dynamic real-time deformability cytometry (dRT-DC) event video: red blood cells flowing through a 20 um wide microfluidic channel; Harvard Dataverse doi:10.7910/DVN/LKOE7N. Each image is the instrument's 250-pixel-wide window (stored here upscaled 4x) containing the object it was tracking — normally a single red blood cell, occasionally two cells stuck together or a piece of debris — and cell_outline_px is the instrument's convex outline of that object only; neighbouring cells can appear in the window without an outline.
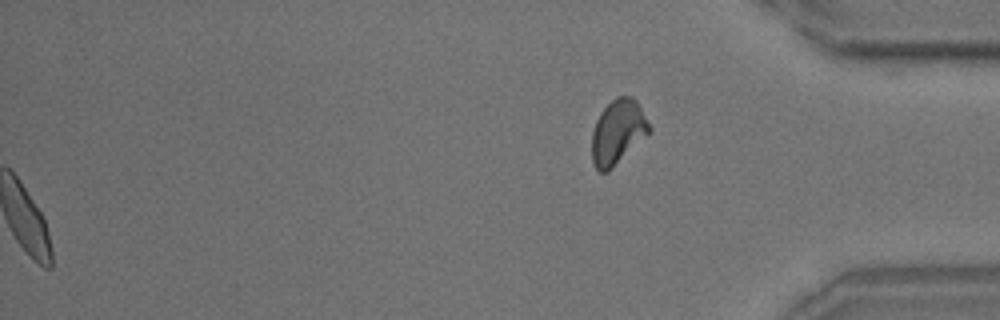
{"species": "common noctule bat (a hibernating species)", "species_latin": "Nyctalus noctula", "temperature_condition": "room temperature", "stored_images_in_passage": 60, "segment_of_instrument_passage": [2, 2], "camera_frame_rate_fps": 3000, "um_per_image_px": 0.085, "animal": {"sex": "male", "body_mass_g": 18.8}, "frame": {"image": 1, "passage_image": 60, "time_ms": 19.667, "image_size_px": [1000, 320], "cell_outline_px": [[652, 132], [608, 172], [600, 172], [596, 168], [592, 160], [592, 132], [596, 120], [600, 112], [616, 96], [632, 96], [636, 100], [652, 128]], "centroid_in_image_um": [52.53, 11.23], "position_along_channel_um": 382.7, "area_um2": 21.79}}